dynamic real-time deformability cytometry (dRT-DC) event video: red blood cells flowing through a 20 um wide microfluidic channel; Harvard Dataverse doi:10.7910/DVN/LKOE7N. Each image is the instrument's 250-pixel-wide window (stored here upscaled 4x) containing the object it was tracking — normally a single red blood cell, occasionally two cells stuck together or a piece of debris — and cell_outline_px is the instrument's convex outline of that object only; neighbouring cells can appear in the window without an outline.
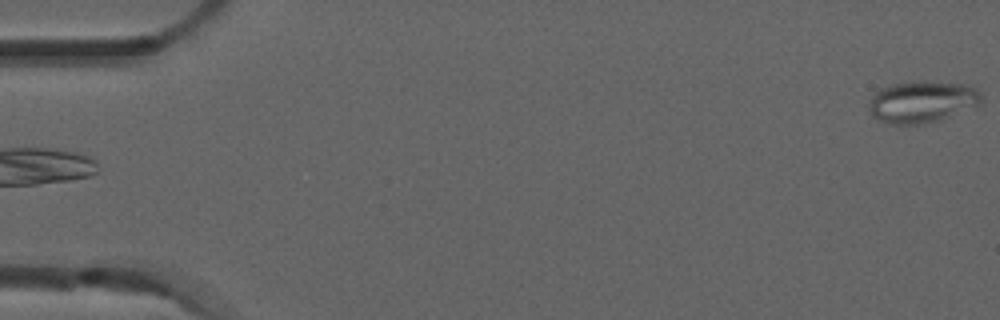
{"species": "common noctule bat (a hibernating species)", "species_latin": "Nyctalus noctula", "temperature_condition": "room temperature", "stored_images_in_passage": 5, "camera_frame_rate_fps": 3000, "um_per_image_px": 0.085, "animal": {"sex": "male", "forearm_length_mm": 52.5}, "frame": {"image": 1, "passage_image": 5, "time_ms": 1.333, "image_size_px": [1000, 320], "cell_outline_px": [[980, 100], [976, 104], [940, 120], [920, 124], [892, 124], [880, 120], [872, 116], [868, 108], [868, 104], [872, 96], [880, 88], [892, 84], [924, 80], [928, 80], [964, 84], [976, 88], [980, 92]], "centroid_in_image_um": [78.31, 8.63], "position_along_channel_um": 6.7, "area_um2": 27.11}}